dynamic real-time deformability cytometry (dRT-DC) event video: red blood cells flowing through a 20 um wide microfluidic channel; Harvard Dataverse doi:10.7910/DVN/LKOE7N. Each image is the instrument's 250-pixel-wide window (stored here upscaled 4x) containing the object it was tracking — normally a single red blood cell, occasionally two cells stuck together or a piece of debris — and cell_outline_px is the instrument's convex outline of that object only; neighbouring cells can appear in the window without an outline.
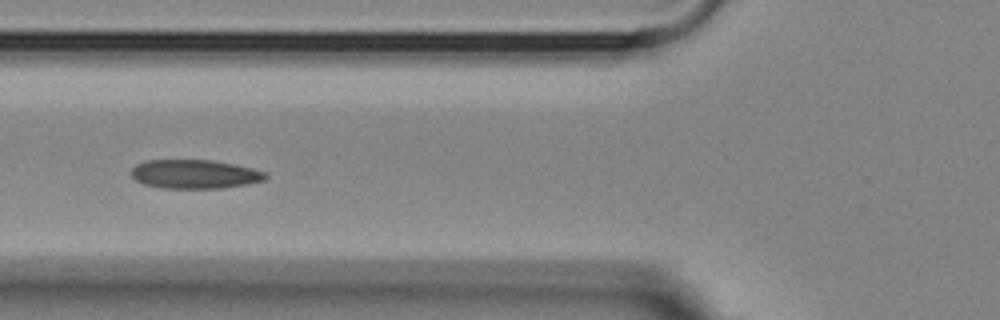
{"species": "Egyptian fruit bat (a non-hibernating species)", "species_latin": "Rousettus aegyptiacus", "temperature_condition": "room temperature", "stored_images_in_passage": 12, "camera_frame_rate_fps": 3000, "um_per_image_px": 0.085, "animal": {"sex": "female"}, "frame": {"image": 1, "passage_image": 6, "time_ms": 1.667, "image_size_px": [1000, 320], "cell_outline_px": [[268, 176], [264, 180], [248, 184], [220, 188], [160, 188], [144, 184], [136, 180], [132, 176], [132, 168], [136, 164], [144, 160], [212, 160], [252, 168], [264, 172]], "centroid_in_image_um": [16.53, 14.8], "position_along_channel_um": 109.3, "area_um2": 22.54}}
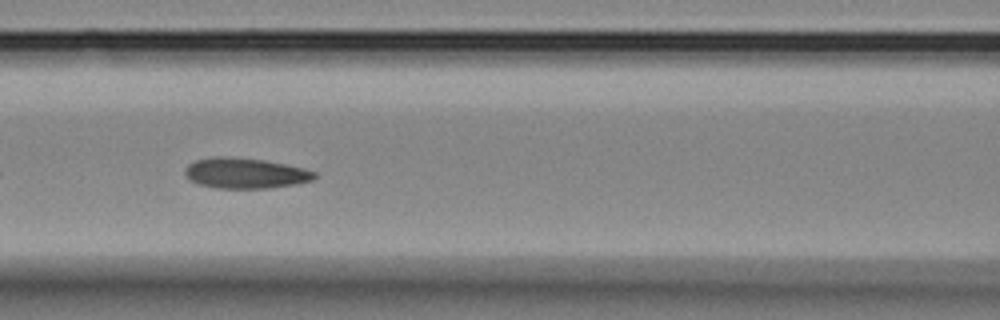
{"frame": {"image": 2, "passage_image": 9, "time_ms": 2.667, "image_size_px": [1000, 320], "cell_outline_px": [[316, 180], [296, 184], [268, 188], [216, 188], [200, 184], [188, 180], [184, 172], [184, 168], [188, 164], [196, 160], [212, 156], [224, 156], [264, 160], [304, 168], [316, 172]], "centroid_in_image_um": [20.84, 14.72], "position_along_channel_um": 145.8, "area_um2": 23.18}}